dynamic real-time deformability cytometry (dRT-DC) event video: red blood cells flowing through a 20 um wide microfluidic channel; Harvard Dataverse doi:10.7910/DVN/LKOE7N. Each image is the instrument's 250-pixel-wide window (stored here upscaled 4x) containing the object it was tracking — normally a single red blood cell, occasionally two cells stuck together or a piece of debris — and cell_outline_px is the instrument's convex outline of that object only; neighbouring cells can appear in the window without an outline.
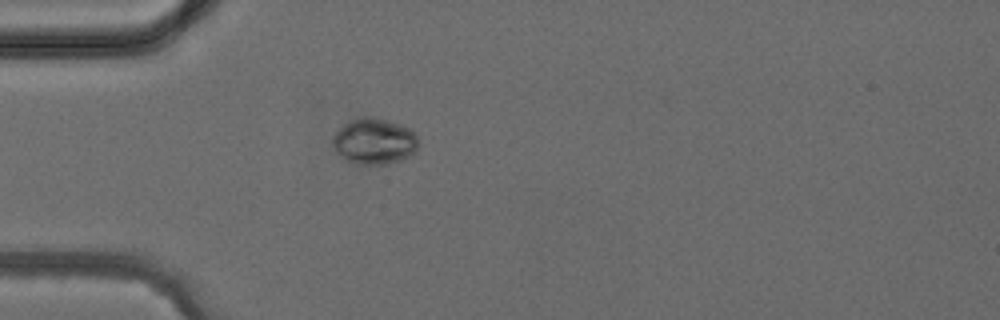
{"species": "common noctule bat (a hibernating species)", "species_latin": "Nyctalus noctula", "temperature_condition": "cold", "stored_images_in_passage": 1, "camera_frame_rate_fps": 3000, "um_per_image_px": 0.085, "animal": {"sex": "female", "body_mass_g": 24.6, "forearm_length_mm": 56.2}, "frame": {"image": 1, "passage_image": 1, "time_ms": 0.0, "image_size_px": [1000, 320], "cell_outline_px": [[416, 152], [400, 160], [388, 164], [352, 164], [344, 160], [336, 152], [332, 144], [332, 136], [348, 120], [360, 116], [372, 116], [388, 120], [400, 124], [408, 128], [416, 136]], "centroid_in_image_um": [31.75, 12.0], "position_along_channel_um": 53.3, "area_um2": 23.18}}